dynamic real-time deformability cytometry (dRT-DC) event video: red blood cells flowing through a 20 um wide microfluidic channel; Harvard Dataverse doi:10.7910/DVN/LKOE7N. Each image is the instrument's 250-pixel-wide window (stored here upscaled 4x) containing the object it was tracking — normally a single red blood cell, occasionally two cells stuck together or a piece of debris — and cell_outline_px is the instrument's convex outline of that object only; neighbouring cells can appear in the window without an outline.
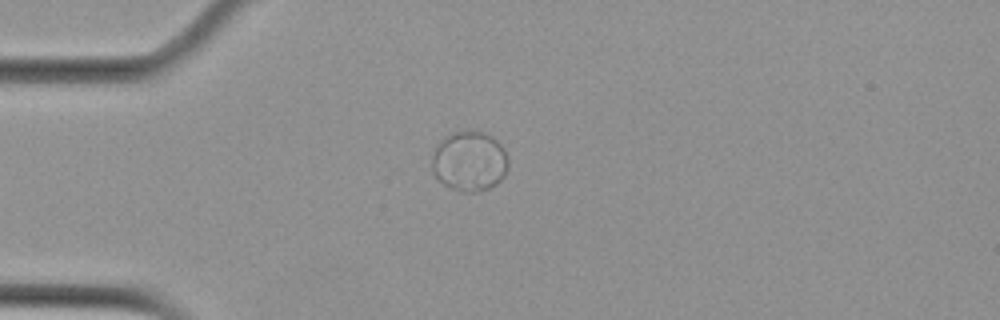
{"species": "Egyptian fruit bat (a non-hibernating species)", "species_latin": "Rousettus aegyptiacus", "temperature_condition": "cold", "stored_images_in_passage": 5, "camera_frame_rate_fps": 3000, "um_per_image_px": 0.085, "animal": {"sex": "female"}, "frame": {"image": 1, "passage_image": 1, "time_ms": 0.0, "image_size_px": [1000, 320], "cell_outline_px": [[508, 168], [504, 176], [496, 184], [488, 188], [476, 192], [460, 192], [436, 180], [432, 172], [432, 156], [436, 148], [448, 136], [456, 132], [480, 132], [492, 136], [504, 148], [508, 156]], "centroid_in_image_um": [39.92, 13.75], "position_along_channel_um": 45.1, "area_um2": 26.47}}
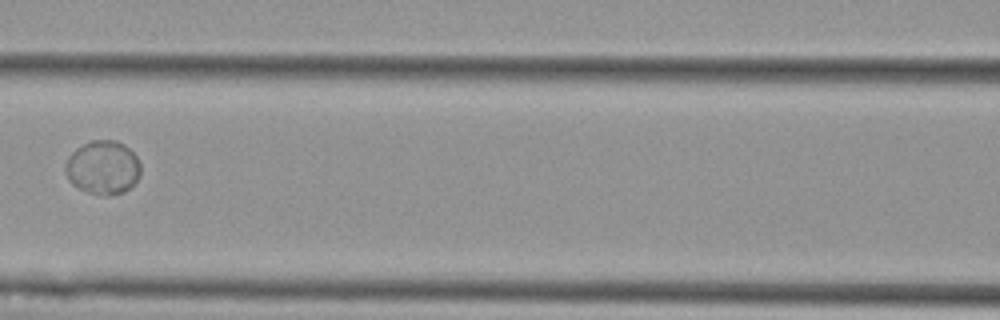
{"frame": {"image": 2, "passage_image": 4, "time_ms": 3.667, "image_size_px": [1000, 320], "cell_outline_px": [[140, 176], [124, 192], [108, 196], [88, 192], [72, 184], [68, 180], [64, 172], [64, 164], [68, 156], [76, 148], [92, 140], [116, 140], [124, 144], [136, 156], [140, 164]], "centroid_in_image_um": [8.72, 14.23], "position_along_channel_um": 157.9, "area_um2": 23.64}}
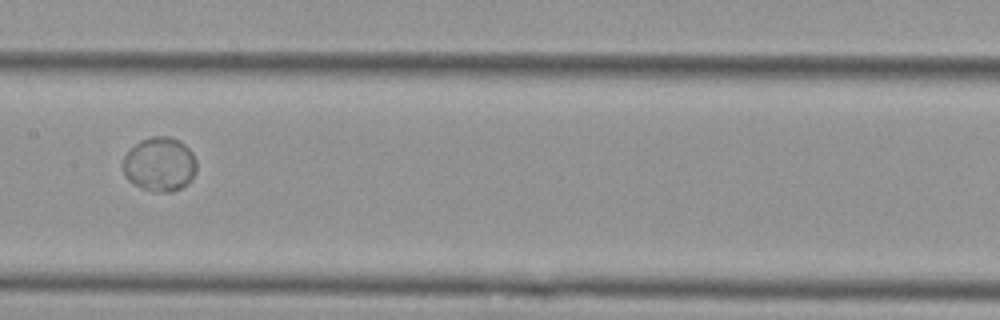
{"frame": {"image": 3, "passage_image": 5, "time_ms": 4.667, "image_size_px": [1000, 320], "cell_outline_px": [[196, 172], [192, 180], [180, 188], [172, 192], [152, 192], [128, 180], [124, 176], [124, 156], [140, 140], [152, 136], [168, 136], [180, 140], [192, 152], [196, 160]], "centroid_in_image_um": [13.6, 13.96], "position_along_channel_um": 193.8, "area_um2": 23.24}}